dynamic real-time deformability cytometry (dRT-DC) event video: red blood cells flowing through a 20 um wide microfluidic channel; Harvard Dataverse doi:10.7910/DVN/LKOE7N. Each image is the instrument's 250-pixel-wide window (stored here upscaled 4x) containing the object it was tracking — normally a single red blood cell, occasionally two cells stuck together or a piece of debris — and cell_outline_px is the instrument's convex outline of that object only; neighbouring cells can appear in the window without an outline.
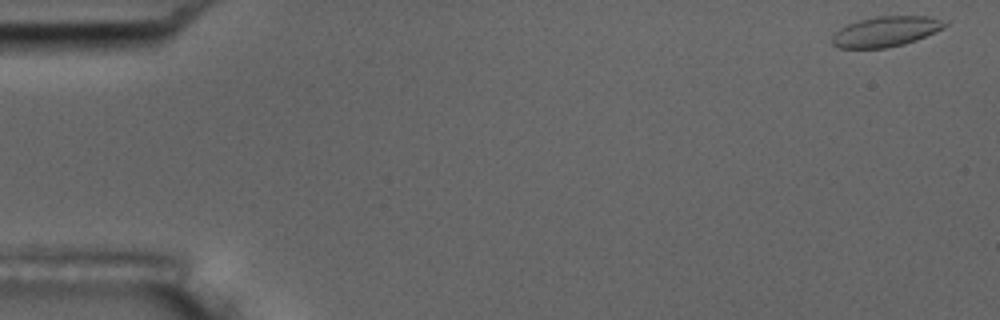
{"species": "common noctule bat (a hibernating species)", "species_latin": "Nyctalus noctula", "temperature_condition": "room temperature", "stored_images_in_passage": 11, "camera_frame_rate_fps": 3000, "um_per_image_px": 0.085, "animal": {"sex": "male", "body_mass_g": 17.5, "forearm_length_mm": 52.3}, "frame": {"image": 1, "passage_image": 1, "time_ms": 0.0, "image_size_px": [1000, 320], "cell_outline_px": [[948, 24], [944, 28], [936, 32], [916, 40], [904, 44], [884, 48], [840, 48], [832, 44], [832, 36], [840, 28], [848, 24], [860, 20], [876, 16], [928, 16], [948, 20]], "centroid_in_image_um": [75.34, 2.67], "position_along_channel_um": 9.7, "area_um2": 19.94}}
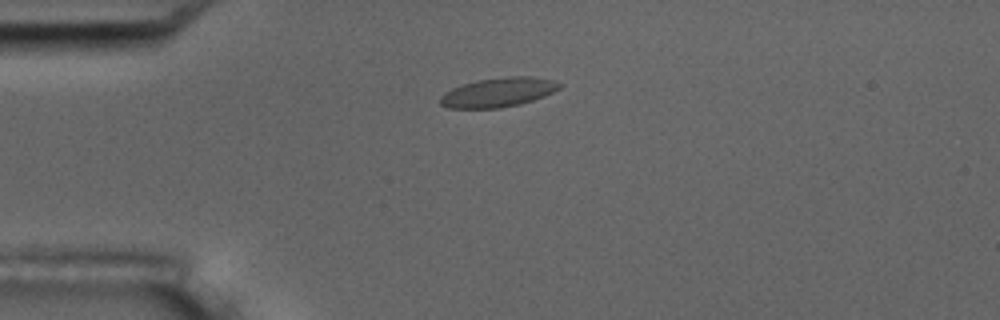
{"frame": {"image": 2, "passage_image": 4, "time_ms": 4.0, "image_size_px": [1000, 320], "cell_outline_px": [[564, 84], [560, 88], [544, 96], [520, 104], [500, 108], [448, 108], [440, 104], [440, 96], [444, 92], [452, 88], [464, 84], [480, 80], [508, 76], [532, 76], [552, 80]], "centroid_in_image_um": [42.36, 7.85], "position_along_channel_um": 42.6, "area_um2": 20.29}}
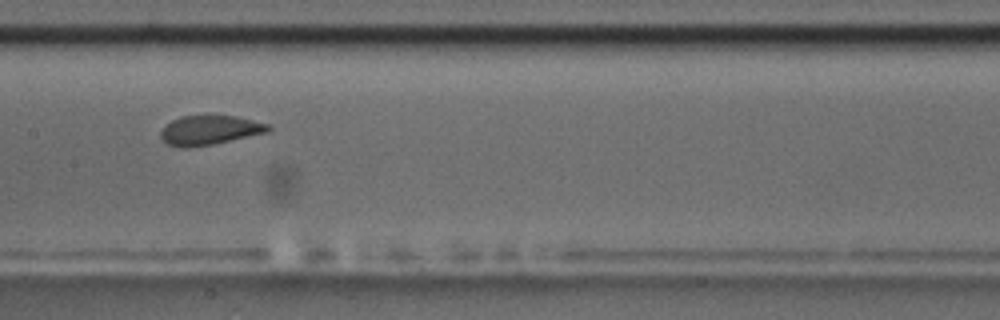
{"frame": {"image": 3, "passage_image": 8, "time_ms": 8.667, "image_size_px": [1000, 320], "cell_outline_px": [[272, 128], [268, 132], [212, 144], [188, 148], [180, 148], [168, 144], [160, 136], [160, 132], [164, 124], [180, 116], [232, 116], [252, 120], [268, 124]], "centroid_in_image_um": [17.77, 11.07], "position_along_channel_um": 189.6, "area_um2": 18.26}}